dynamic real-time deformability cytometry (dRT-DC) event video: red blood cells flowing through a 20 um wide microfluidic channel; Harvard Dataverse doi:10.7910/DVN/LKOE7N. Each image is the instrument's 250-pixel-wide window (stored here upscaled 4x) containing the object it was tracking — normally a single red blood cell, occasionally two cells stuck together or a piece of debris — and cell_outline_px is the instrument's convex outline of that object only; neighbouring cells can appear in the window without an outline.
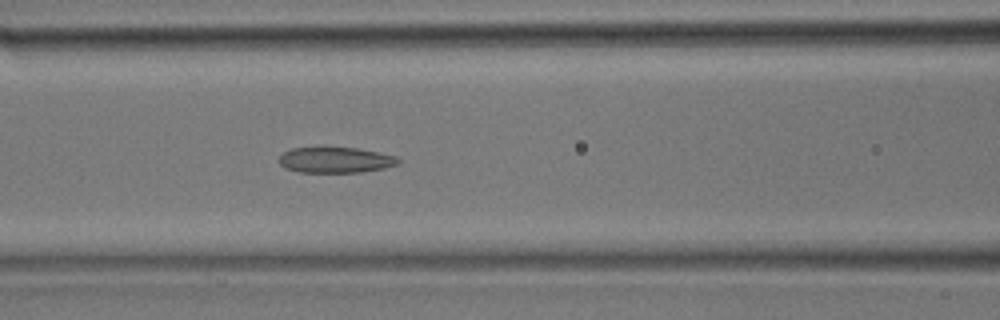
{"species": "common noctule bat (a hibernating species)", "species_latin": "Nyctalus noctula", "temperature_condition": "room temperature", "stored_images_in_passage": 34, "camera_frame_rate_fps": 3000, "um_per_image_px": 0.085, "animal": {"sex": "male", "body_mass_g": 17.9}, "frame": {"image": 1, "passage_image": 14, "time_ms": 4.333, "image_size_px": [1000, 320], "cell_outline_px": [[400, 164], [384, 168], [360, 172], [300, 172], [284, 168], [280, 164], [280, 156], [284, 152], [292, 148], [324, 144], [360, 148], [380, 152], [396, 156], [400, 160]], "centroid_in_image_um": [28.51, 13.54], "position_along_channel_um": 138.1, "area_um2": 18.79}}
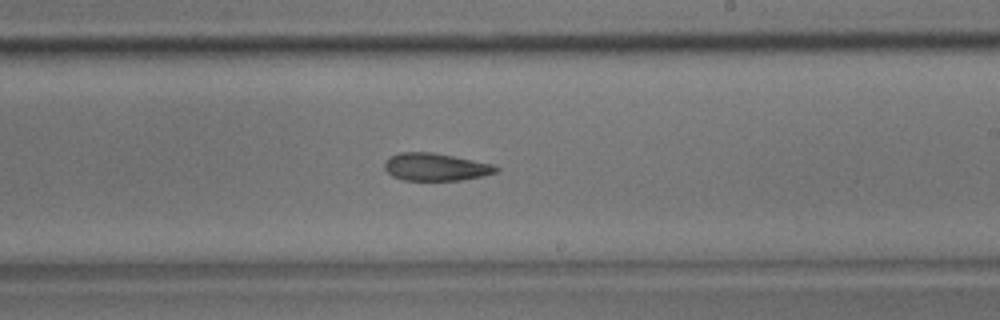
{"frame": {"image": 2, "passage_image": 20, "time_ms": 6.333, "image_size_px": [1000, 320], "cell_outline_px": [[500, 168], [496, 172], [464, 180], [404, 180], [392, 176], [384, 168], [384, 164], [392, 156], [400, 152], [432, 152], [492, 164]], "centroid_in_image_um": [37.02, 14.2], "position_along_channel_um": 252.0, "area_um2": 17.63}}
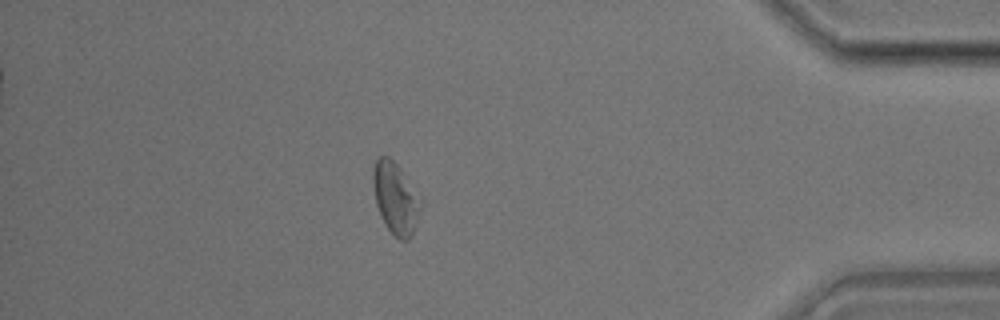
{"frame": {"image": 3, "passage_image": 30, "time_ms": 9.667, "image_size_px": [1000, 320], "cell_outline_px": [[424, 200], [412, 236], [408, 240], [400, 240], [388, 228], [380, 216], [376, 204], [372, 184], [372, 168], [376, 160], [380, 156], [388, 156], [396, 164]], "centroid_in_image_um": [33.63, 16.84], "position_along_channel_um": 401.6, "area_um2": 20.06}}